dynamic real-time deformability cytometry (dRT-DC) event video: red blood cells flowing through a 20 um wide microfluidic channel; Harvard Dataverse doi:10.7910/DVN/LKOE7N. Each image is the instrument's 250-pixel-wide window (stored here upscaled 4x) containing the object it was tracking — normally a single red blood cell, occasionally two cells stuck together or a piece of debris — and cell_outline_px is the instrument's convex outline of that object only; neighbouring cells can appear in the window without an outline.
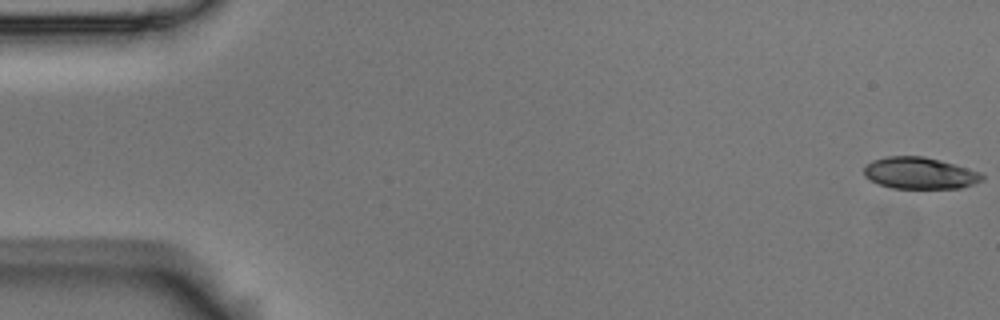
{"species": "Egyptian fruit bat (a non-hibernating species)", "species_latin": "Rousettus aegyptiacus", "temperature_condition": "room temperature", "stored_images_in_passage": 57, "camera_frame_rate_fps": 3000, "um_per_image_px": 0.085, "animal": {"sex": "male"}, "frame": {"image": 1, "passage_image": 1, "time_ms": 0.0, "image_size_px": [1000, 320], "cell_outline_px": [[984, 180], [960, 188], [892, 188], [880, 184], [864, 176], [864, 168], [872, 160], [888, 156], [924, 156], [940, 160], [984, 172]], "centroid_in_image_um": [78.23, 14.71], "position_along_channel_um": 6.8, "area_um2": 21.85}}
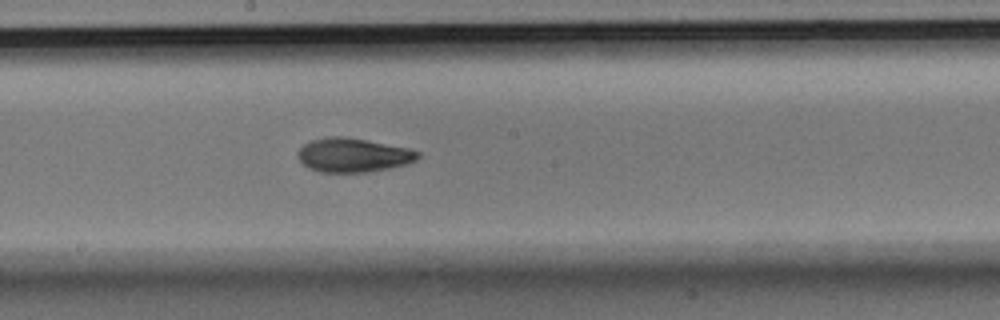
{"frame": {"image": 2, "passage_image": 31, "time_ms": 10.0, "image_size_px": [1000, 320], "cell_outline_px": [[420, 156], [416, 160], [404, 164], [388, 168], [368, 172], [320, 172], [308, 168], [300, 160], [296, 152], [304, 144], [312, 140], [328, 136], [344, 136], [368, 140], [408, 148], [420, 152]], "centroid_in_image_um": [30.0, 13.17], "position_along_channel_um": 218.2, "area_um2": 23.76}}
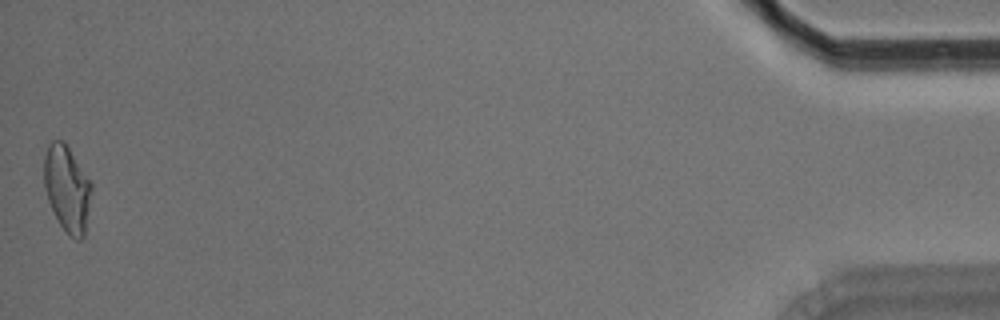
{"frame": {"image": 3, "passage_image": 57, "time_ms": 18.667, "image_size_px": [1000, 320], "cell_outline_px": [[92, 188], [84, 236], [80, 240], [76, 240], [68, 236], [60, 224], [48, 200], [44, 188], [44, 156], [48, 144], [52, 140], [64, 140], [92, 184]], "centroid_in_image_um": [5.69, 16.02], "position_along_channel_um": 429.5, "area_um2": 23.76}, "authors_computed_cell_mechanics": {"area_um2": 23.12, "velocity_mm_per_s": 3.5323, "shape_relaxation_time_tau1_ms": 4.8625, "shape_relaxation_time_tau2_ms": 1.9897, "deformation_change_tau1": 0.1716, "deformation_change_tau2": 0.0743}}